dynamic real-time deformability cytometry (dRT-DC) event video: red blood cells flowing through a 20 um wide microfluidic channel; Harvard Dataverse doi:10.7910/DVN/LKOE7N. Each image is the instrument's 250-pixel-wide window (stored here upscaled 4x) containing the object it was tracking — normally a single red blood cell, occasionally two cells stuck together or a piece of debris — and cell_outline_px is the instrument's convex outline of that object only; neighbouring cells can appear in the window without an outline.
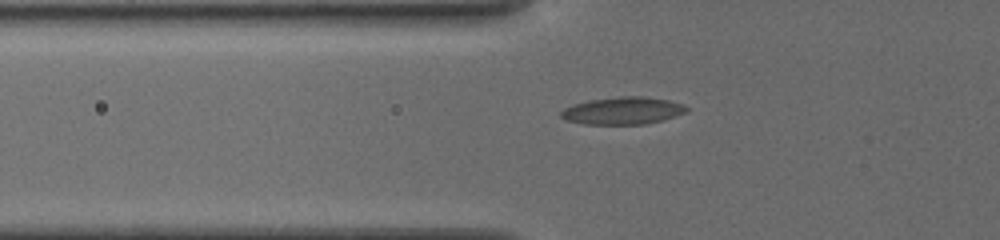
{"species": "common noctule bat (a hibernating species)", "species_latin": "Nyctalus noctula", "temperature_condition": "cold", "stored_images_in_passage": 16, "camera_frame_rate_fps": 3000, "um_per_image_px": 0.085, "animal": {"sex": "female", "body_mass_g": 19.5, "forearm_length_mm": 54.1}, "frame": {"image": 1, "passage_image": 3, "time_ms": 1.0, "image_size_px": [1000, 240], "cell_outline_px": [[688, 108], [684, 112], [676, 116], [644, 124], [584, 124], [564, 120], [560, 116], [560, 112], [564, 108], [572, 104], [588, 100], [620, 96], [644, 96], [668, 100], [680, 104]], "centroid_in_image_um": [52.86, 9.4], "position_along_channel_um": 72.9, "area_um2": 19.94}}
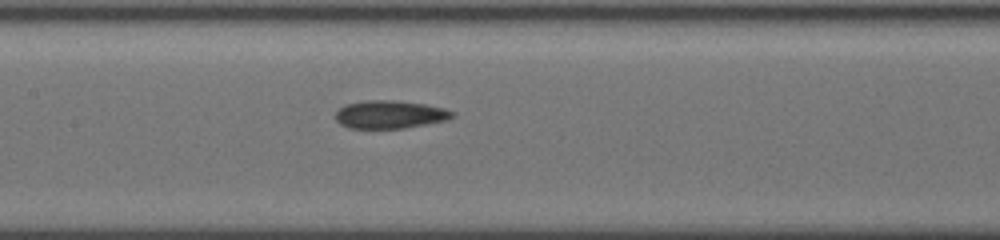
{"frame": {"image": 2, "passage_image": 11, "time_ms": 3.667, "image_size_px": [1000, 240], "cell_outline_px": [[452, 116], [444, 120], [404, 128], [348, 128], [340, 124], [336, 120], [336, 112], [344, 104], [364, 100], [400, 100], [424, 104], [444, 108], [452, 112]], "centroid_in_image_um": [33.06, 9.71], "position_along_channel_um": 174.3, "area_um2": 18.9}}
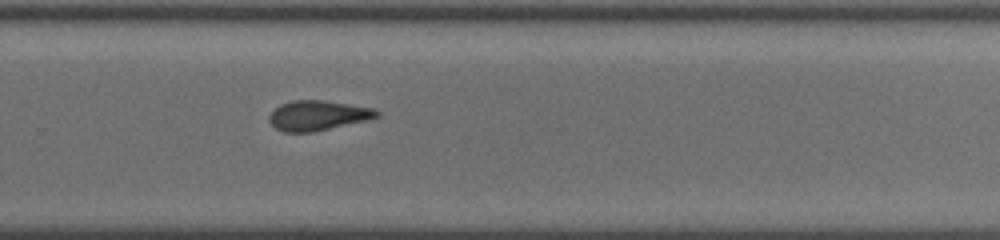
{"frame": {"image": 3, "passage_image": 16, "time_ms": 7.0, "image_size_px": [1000, 240], "cell_outline_px": [[380, 116], [368, 120], [312, 132], [284, 132], [276, 128], [268, 120], [268, 116], [280, 104], [292, 100], [324, 100], [376, 108], [380, 112]], "centroid_in_image_um": [27.05, 9.8], "position_along_channel_um": 302.8, "area_um2": 18.84}}